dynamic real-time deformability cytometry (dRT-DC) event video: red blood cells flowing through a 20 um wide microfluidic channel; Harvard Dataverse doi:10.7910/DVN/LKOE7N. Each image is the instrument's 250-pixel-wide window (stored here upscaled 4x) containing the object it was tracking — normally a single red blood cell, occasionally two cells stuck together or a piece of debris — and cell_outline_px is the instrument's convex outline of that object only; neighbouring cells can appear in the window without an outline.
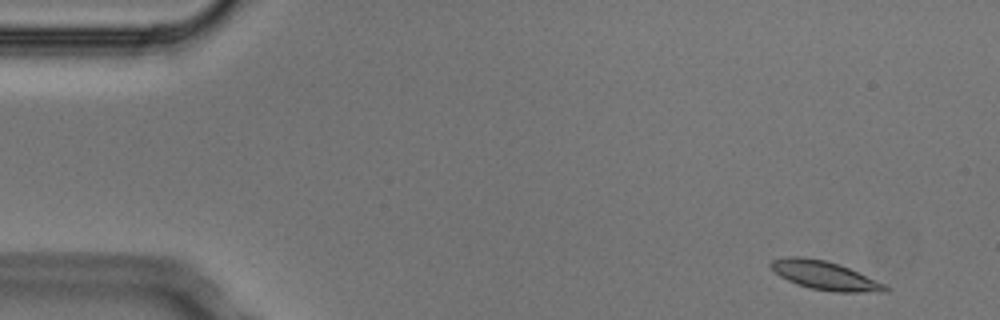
{"species": "Egyptian fruit bat (a non-hibernating species)", "species_latin": "Rousettus aegyptiacus", "temperature_condition": "cold", "stored_images_in_passage": 4, "camera_frame_rate_fps": 3000, "um_per_image_px": 0.085, "animal": {"sex": "male"}, "frame": {"image": 1, "passage_image": 1, "time_ms": 0.0, "image_size_px": [1000, 320], "cell_outline_px": [[892, 288], [888, 292], [836, 292], [812, 288], [796, 284], [780, 276], [768, 264], [772, 260], [788, 256], [804, 256], [824, 260], [840, 264], [884, 284]], "centroid_in_image_um": [70.12, 23.41], "position_along_channel_um": 14.9, "area_um2": 19.02}}
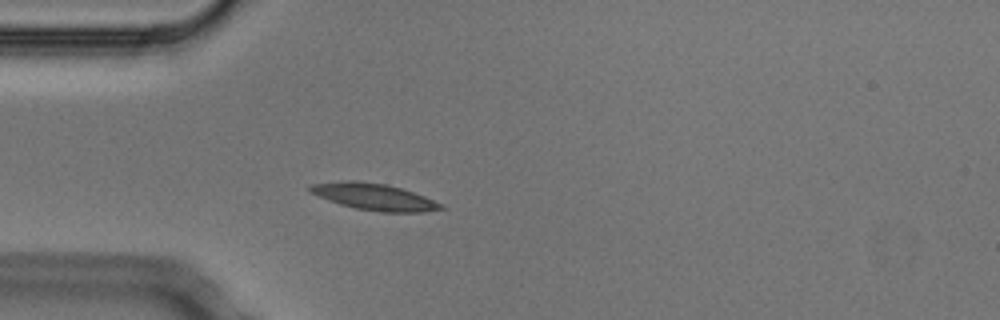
{"frame": {"image": 2, "passage_image": 4, "time_ms": 1.0, "image_size_px": [1000, 320], "cell_outline_px": [[448, 208], [424, 212], [384, 212], [356, 208], [340, 204], [328, 200], [308, 192], [308, 184], [344, 180], [356, 180], [384, 184], [400, 188], [424, 196], [444, 204]], "centroid_in_image_um": [31.78, 16.72], "position_along_channel_um": 53.2, "area_um2": 20.4}}